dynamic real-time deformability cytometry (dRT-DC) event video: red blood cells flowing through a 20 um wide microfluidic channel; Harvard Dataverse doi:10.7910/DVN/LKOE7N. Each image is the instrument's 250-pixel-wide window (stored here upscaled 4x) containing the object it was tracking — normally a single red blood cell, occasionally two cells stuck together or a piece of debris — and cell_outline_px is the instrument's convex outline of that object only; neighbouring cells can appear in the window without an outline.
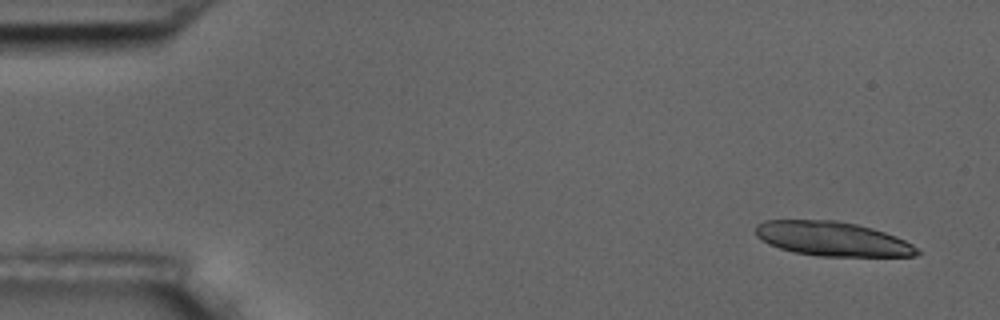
{"species": "common noctule bat (a hibernating species)", "species_latin": "Nyctalus noctula", "temperature_condition": "room temperature", "stored_images_in_passage": 5, "camera_frame_rate_fps": 3000, "um_per_image_px": 0.085, "animal": {"sex": "male", "body_mass_g": 17.5, "forearm_length_mm": 52.3}, "frame": {"image": 1, "passage_image": 1, "time_ms": 0.0, "image_size_px": [1000, 320], "cell_outline_px": [[920, 252], [916, 256], [816, 256], [792, 252], [768, 244], [756, 236], [756, 224], [764, 220], [836, 220], [856, 224], [872, 228], [896, 236], [912, 244]], "centroid_in_image_um": [70.72, 20.3], "position_along_channel_um": 14.3, "area_um2": 32.37}}